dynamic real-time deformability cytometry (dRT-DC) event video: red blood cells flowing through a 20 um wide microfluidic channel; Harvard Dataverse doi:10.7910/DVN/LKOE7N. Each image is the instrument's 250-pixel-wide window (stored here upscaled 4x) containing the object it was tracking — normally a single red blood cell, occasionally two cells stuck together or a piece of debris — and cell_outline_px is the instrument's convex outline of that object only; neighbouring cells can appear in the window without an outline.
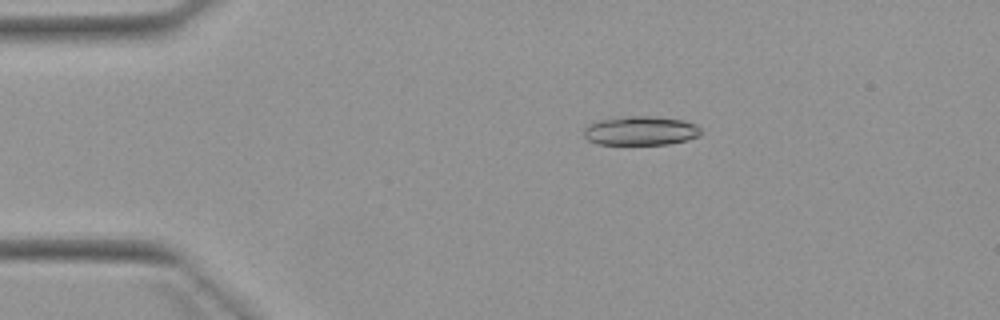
{"species": "Egyptian fruit bat (a non-hibernating species)", "species_latin": "Rousettus aegyptiacus", "temperature_condition": "warm", "stored_images_in_passage": 5, "camera_frame_rate_fps": 3000, "um_per_image_px": 0.085, "animal": {"sex": "female"}, "frame": {"image": 1, "passage_image": 3, "time_ms": 2.333, "image_size_px": [1000, 320], "cell_outline_px": [[704, 132], [700, 136], [688, 140], [668, 144], [596, 144], [588, 140], [584, 136], [584, 128], [588, 124], [600, 120], [628, 116], [652, 116], [684, 120], [696, 124]], "centroid_in_image_um": [54.5, 11.11], "position_along_channel_um": 30.5, "area_um2": 20.0}}
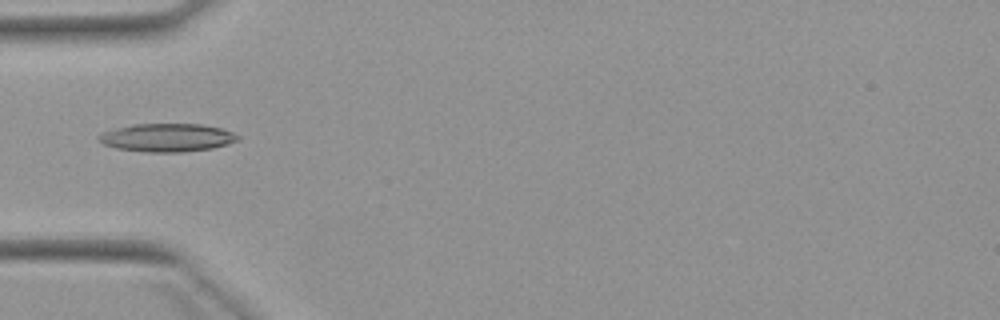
{"frame": {"image": 2, "passage_image": 5, "time_ms": 4.667, "image_size_px": [1000, 320], "cell_outline_px": [[240, 140], [228, 144], [212, 148], [180, 152], [148, 152], [116, 148], [104, 144], [96, 136], [100, 132], [132, 124], [204, 124], [220, 128], [232, 132], [240, 136]], "centroid_in_image_um": [14.21, 11.69], "position_along_channel_um": 70.8, "area_um2": 22.89}}